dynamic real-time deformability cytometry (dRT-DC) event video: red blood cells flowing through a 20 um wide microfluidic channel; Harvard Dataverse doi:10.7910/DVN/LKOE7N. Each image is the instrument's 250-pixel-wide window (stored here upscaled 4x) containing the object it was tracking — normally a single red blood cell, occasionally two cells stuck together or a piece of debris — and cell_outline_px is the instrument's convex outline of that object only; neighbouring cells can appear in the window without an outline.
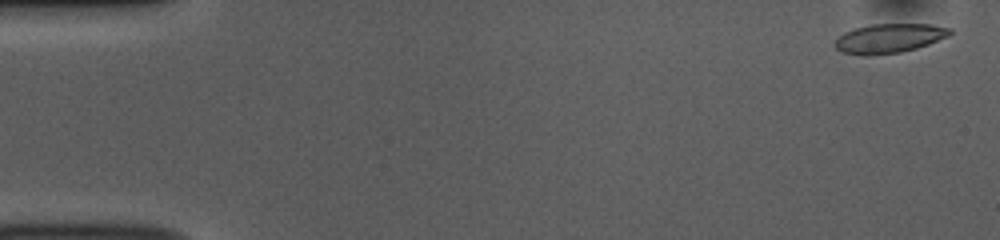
{"species": "common noctule bat (a hibernating species)", "species_latin": "Nyctalus noctula", "temperature_condition": "room temperature", "stored_images_in_passage": 53, "camera_frame_rate_fps": 3000, "um_per_image_px": 0.085, "animal": {"sex": "female", "body_mass_g": 10.0, "forearm_length_mm": 53.1}, "frame": {"image": 1, "passage_image": 2, "time_ms": 0.333, "image_size_px": [1000, 240], "cell_outline_px": [[952, 32], [948, 36], [928, 44], [916, 48], [900, 52], [872, 56], [860, 56], [840, 52], [832, 44], [844, 32], [852, 28], [872, 24], [932, 24], [952, 28]], "centroid_in_image_um": [75.53, 3.26], "position_along_channel_um": 9.5, "area_um2": 19.94}}
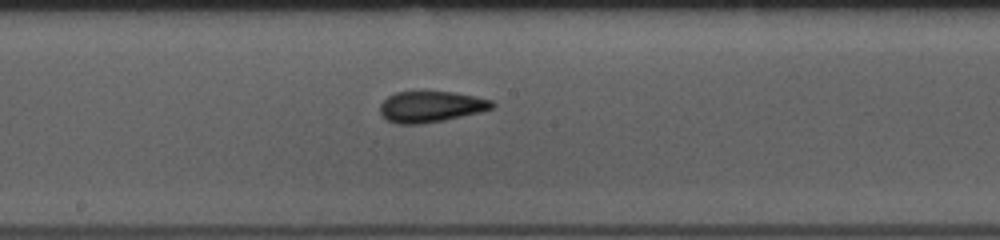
{"frame": {"image": 2, "passage_image": 28, "time_ms": 9.0, "image_size_px": [1000, 240], "cell_outline_px": [[496, 104], [492, 108], [480, 112], [444, 120], [420, 124], [396, 124], [388, 120], [380, 112], [380, 104], [388, 96], [396, 92], [452, 92], [492, 100]], "centroid_in_image_um": [36.62, 9.07], "position_along_channel_um": 211.6, "area_um2": 20.06}}
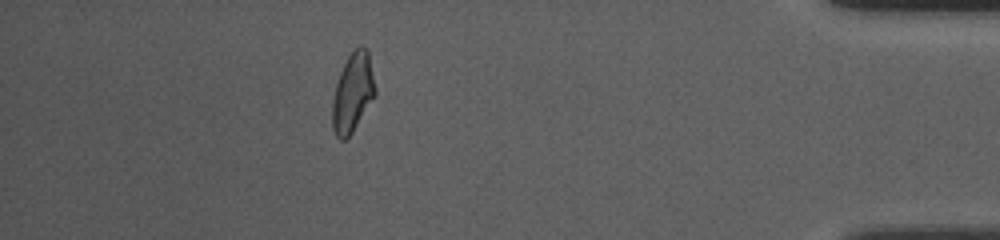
{"frame": {"image": 3, "passage_image": 47, "time_ms": 15.333, "image_size_px": [1000, 240], "cell_outline_px": [[376, 96], [352, 132], [344, 140], [340, 140], [336, 136], [332, 128], [332, 100], [336, 84], [340, 72], [348, 56], [360, 44], [364, 44], [368, 48], [376, 88]], "centroid_in_image_um": [30.0, 7.85], "position_along_channel_um": 405.2, "area_um2": 20.0}, "authors_computed_cell_mechanics": {"area_um2": 19.941, "velocity_mm_per_s": 3.8035, "shape_relaxation_time_tau1_ms": 9.1189, "shape_relaxation_time_tau2_ms": 1.6761, "deformation_change_tau1": 0.2115, "deformation_change_tau2": 0.0827}}